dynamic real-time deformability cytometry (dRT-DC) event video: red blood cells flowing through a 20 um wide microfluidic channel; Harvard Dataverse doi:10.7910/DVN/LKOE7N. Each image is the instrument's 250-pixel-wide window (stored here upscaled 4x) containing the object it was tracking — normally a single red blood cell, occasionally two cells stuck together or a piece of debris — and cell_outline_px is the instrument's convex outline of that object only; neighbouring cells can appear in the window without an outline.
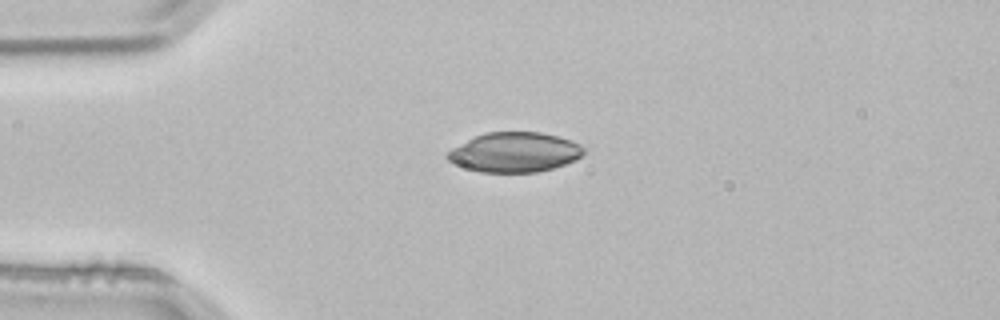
{"species": "common noctule bat (a hibernating species)", "species_latin": "Nyctalus noctula", "temperature_condition": "room temperature", "stored_images_in_passage": 1, "camera_frame_rate_fps": 3000, "um_per_image_px": 0.085, "animal": {"sex": "male", "body_mass_g": 21.5, "forearm_length_mm": 52.0}, "frame": {"image": 1, "passage_image": 1, "time_ms": 0.0, "image_size_px": [1000, 320], "cell_outline_px": [[588, 152], [576, 160], [552, 168], [536, 172], [480, 172], [456, 164], [448, 160], [444, 156], [452, 148], [484, 132], [540, 132], [572, 140], [588, 148]], "centroid_in_image_um": [43.8, 12.93], "position_along_channel_um": 41.2, "area_um2": 31.62}}